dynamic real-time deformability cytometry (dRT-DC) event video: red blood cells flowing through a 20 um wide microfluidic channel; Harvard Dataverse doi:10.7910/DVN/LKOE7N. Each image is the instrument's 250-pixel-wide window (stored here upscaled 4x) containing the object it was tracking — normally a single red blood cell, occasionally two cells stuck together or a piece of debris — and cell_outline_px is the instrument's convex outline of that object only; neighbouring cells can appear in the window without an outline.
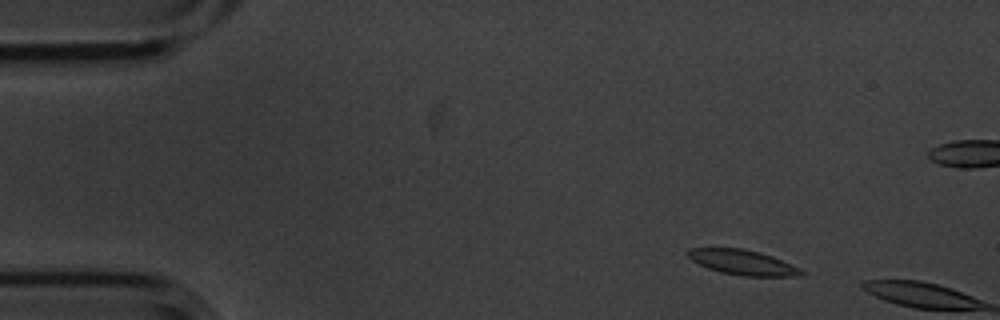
{"species": "common noctule bat (a hibernating species)", "species_latin": "Nyctalus noctula", "temperature_condition": "cold", "stored_images_in_passage": 3, "camera_frame_rate_fps": 3000, "um_per_image_px": 0.085, "animal": {"sex": "male", "body_mass_g": 20.1, "forearm_length_mm": 53.5}, "frame": {"image": 1, "passage_image": 2, "time_ms": 0.333, "image_size_px": [1000, 320], "cell_outline_px": [[804, 272], [796, 276], [744, 276], [720, 272], [708, 268], [692, 260], [684, 252], [688, 248], [744, 248], [760, 252], [772, 256], [800, 268]], "centroid_in_image_um": [63.08, 22.29], "position_along_channel_um": 21.9, "area_um2": 16.47}}